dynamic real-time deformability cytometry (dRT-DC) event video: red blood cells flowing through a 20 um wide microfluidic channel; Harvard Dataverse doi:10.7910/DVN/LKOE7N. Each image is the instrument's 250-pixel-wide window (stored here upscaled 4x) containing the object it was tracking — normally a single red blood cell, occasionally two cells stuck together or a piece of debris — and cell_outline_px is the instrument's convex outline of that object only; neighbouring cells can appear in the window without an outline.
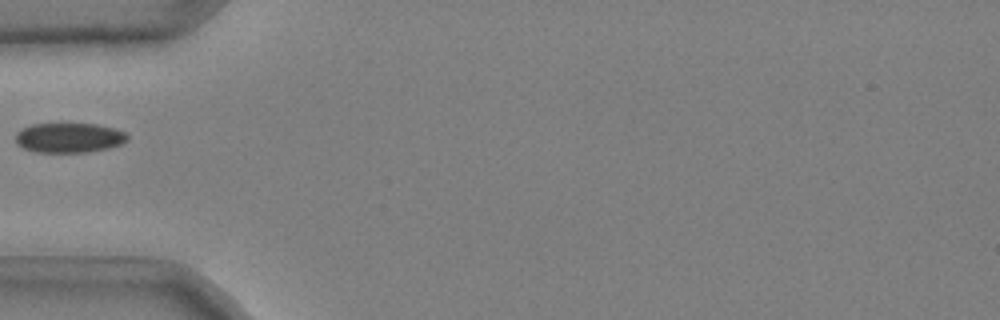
{"species": "common noctule bat (a hibernating species)", "species_latin": "Nyctalus noctula", "temperature_condition": "cold", "stored_images_in_passage": 22, "camera_frame_rate_fps": 3000, "um_per_image_px": 0.085, "animal": {"sex": "male", "body_mass_g": 20.4}, "frame": {"image": 1, "passage_image": 1, "time_ms": 0.0, "image_size_px": [1000, 320], "cell_outline_px": [[128, 140], [120, 144], [108, 148], [88, 152], [36, 152], [24, 148], [16, 144], [16, 132], [32, 124], [96, 124], [116, 128], [124, 132], [128, 136]], "centroid_in_image_um": [5.88, 11.71], "position_along_channel_um": 79.1, "area_um2": 19.36}}
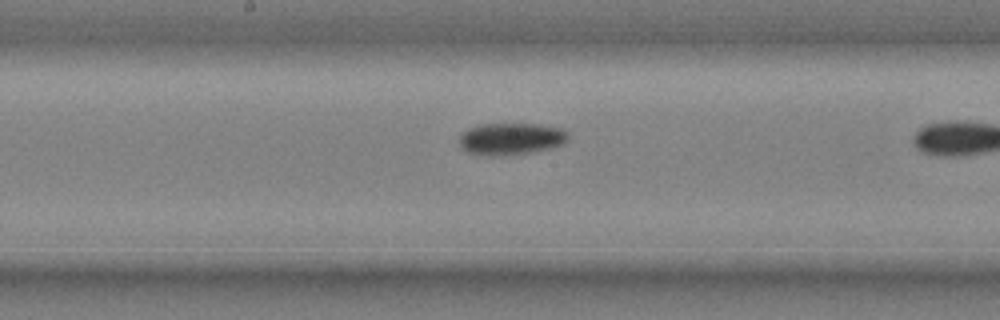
{"frame": {"image": 2, "passage_image": 8, "time_ms": 2.333, "image_size_px": [1000, 320], "cell_outline_px": [[568, 140], [564, 144], [536, 152], [504, 156], [488, 156], [468, 152], [460, 144], [460, 136], [468, 128], [480, 124], [540, 124], [560, 128], [568, 132]], "centroid_in_image_um": [43.48, 11.81], "position_along_channel_um": 204.7, "area_um2": 20.46}}
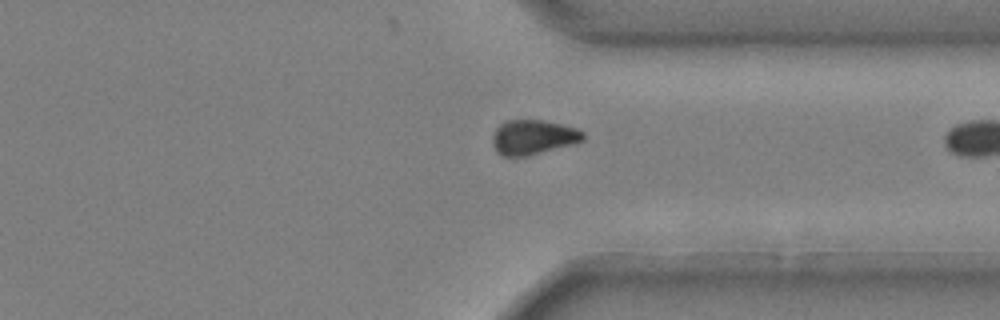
{"frame": {"image": 3, "passage_image": 21, "time_ms": 6.667, "image_size_px": [1000, 320], "cell_outline_px": [[584, 140], [576, 144], [528, 156], [500, 156], [496, 152], [492, 144], [492, 136], [496, 128], [500, 124], [508, 120], [544, 120], [576, 128], [584, 132]], "centroid_in_image_um": [45.32, 11.68], "position_along_channel_um": 366.1, "area_um2": 18.61}}